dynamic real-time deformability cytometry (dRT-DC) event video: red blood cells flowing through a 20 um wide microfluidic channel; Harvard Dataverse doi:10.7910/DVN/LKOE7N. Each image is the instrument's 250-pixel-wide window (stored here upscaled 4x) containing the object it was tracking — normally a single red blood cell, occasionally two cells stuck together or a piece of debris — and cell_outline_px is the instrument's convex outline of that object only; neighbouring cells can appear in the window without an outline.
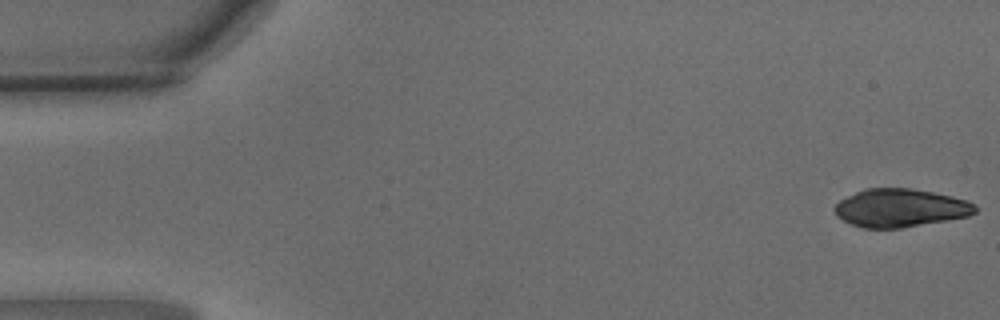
{"species": "common noctule bat (a hibernating species)", "species_latin": "Nyctalus noctula", "temperature_condition": "warm", "stored_images_in_passage": 48, "camera_frame_rate_fps": 3000, "um_per_image_px": 0.085, "animal": {"sex": "male", "body_mass_g": 15.6}, "frame": {"image": 1, "passage_image": 1, "time_ms": 0.0, "image_size_px": [1000, 320], "cell_outline_px": [[976, 212], [968, 216], [948, 220], [900, 228], [864, 228], [852, 224], [836, 216], [832, 208], [840, 200], [864, 188], [912, 188], [952, 196], [968, 200], [976, 204]], "centroid_in_image_um": [76.53, 17.67], "position_along_channel_um": 8.5, "area_um2": 31.33}}